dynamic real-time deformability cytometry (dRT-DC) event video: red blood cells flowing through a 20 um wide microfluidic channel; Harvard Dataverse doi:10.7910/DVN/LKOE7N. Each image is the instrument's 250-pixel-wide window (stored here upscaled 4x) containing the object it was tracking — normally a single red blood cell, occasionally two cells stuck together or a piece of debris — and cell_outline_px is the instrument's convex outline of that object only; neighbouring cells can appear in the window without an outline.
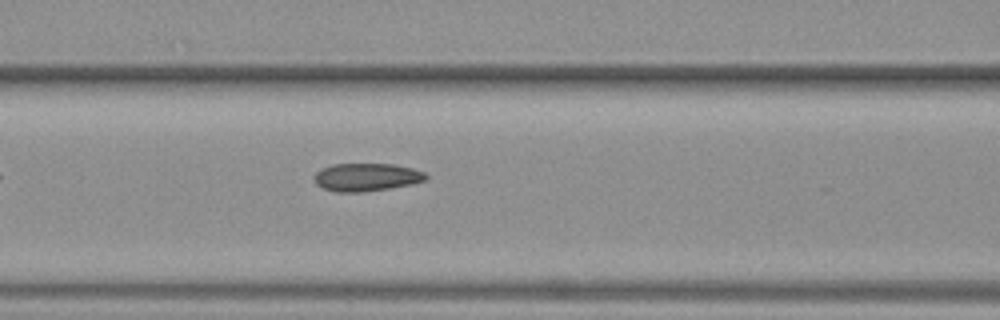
{"species": "common noctule bat (a hibernating species)", "species_latin": "Nyctalus noctula", "temperature_condition": "warm", "stored_images_in_passage": 5, "camera_frame_rate_fps": 3000, "um_per_image_px": 0.085, "animal": {"sex": "female", "body_mass_g": 19.3, "forearm_length_mm": 54.1}, "frame": {"image": 1, "passage_image": 5, "time_ms": 1.333, "image_size_px": [1000, 320], "cell_outline_px": [[428, 176], [424, 180], [408, 184], [388, 188], [360, 192], [336, 192], [324, 188], [316, 184], [312, 180], [312, 176], [320, 168], [332, 164], [392, 164], [412, 168], [424, 172]], "centroid_in_image_um": [31.06, 15.05], "position_along_channel_um": 135.5, "area_um2": 18.09}}